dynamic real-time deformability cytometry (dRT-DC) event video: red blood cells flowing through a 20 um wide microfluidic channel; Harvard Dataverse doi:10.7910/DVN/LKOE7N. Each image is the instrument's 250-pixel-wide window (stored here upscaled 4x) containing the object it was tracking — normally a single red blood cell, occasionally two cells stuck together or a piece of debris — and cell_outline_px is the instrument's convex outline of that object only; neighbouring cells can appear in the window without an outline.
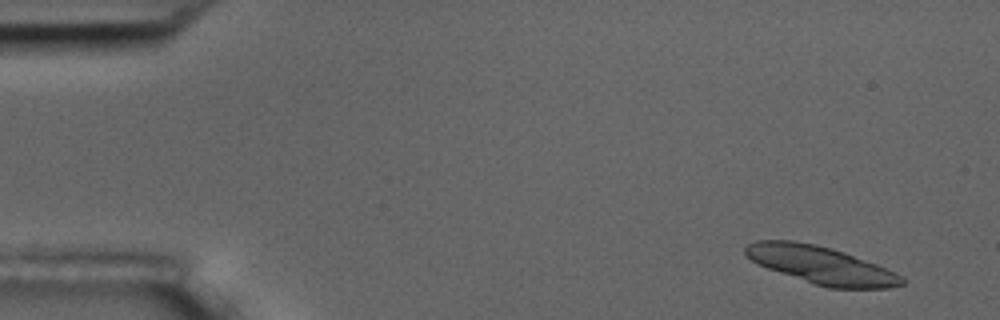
{"species": "common noctule bat (a hibernating species)", "species_latin": "Nyctalus noctula", "temperature_condition": "room temperature", "stored_images_in_passage": 4, "camera_frame_rate_fps": 3000, "um_per_image_px": 0.085, "animal": {"sex": "male", "body_mass_g": 17.5, "forearm_length_mm": 52.3}, "frame": {"image": 1, "passage_image": 1, "time_ms": 0.0, "image_size_px": [1000, 320], "cell_outline_px": [[904, 284], [888, 288], [828, 288], [756, 264], [744, 256], [744, 248], [748, 244], [756, 240], [792, 240], [816, 244], [832, 248], [844, 252], [876, 264], [896, 272], [904, 280]], "centroid_in_image_um": [69.75, 22.51], "position_along_channel_um": 15.2, "area_um2": 34.1}}